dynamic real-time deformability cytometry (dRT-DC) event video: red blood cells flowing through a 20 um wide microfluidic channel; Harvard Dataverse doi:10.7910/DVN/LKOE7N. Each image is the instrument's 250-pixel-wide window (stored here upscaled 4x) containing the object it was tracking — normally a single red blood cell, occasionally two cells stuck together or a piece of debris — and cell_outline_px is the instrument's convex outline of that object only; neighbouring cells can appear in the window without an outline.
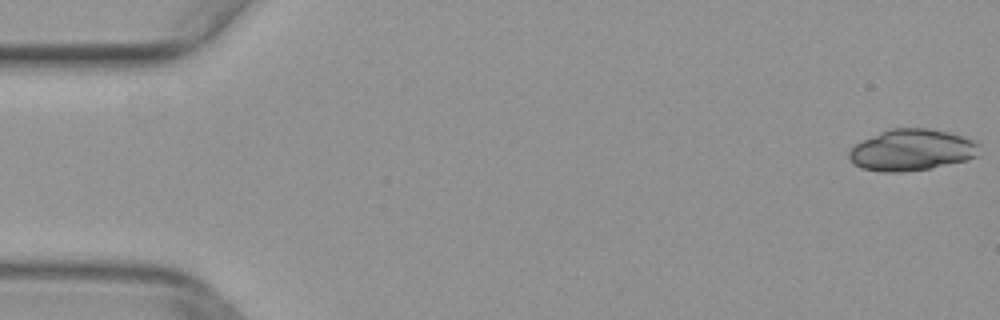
{"species": "common noctule bat (a hibernating species)", "species_latin": "Nyctalus noctula", "temperature_condition": "warm", "stored_images_in_passage": 50, "camera_frame_rate_fps": 3000, "um_per_image_px": 0.085, "animal": {"sex": "female", "body_mass_g": 29.2, "forearm_length_mm": 56.3}, "frame": {"image": 1, "passage_image": 1, "time_ms": 0.0, "image_size_px": [1000, 320], "cell_outline_px": [[980, 144], [976, 156], [968, 160], [932, 168], [904, 172], [880, 172], [860, 168], [852, 164], [848, 156], [848, 152], [856, 144], [880, 132], [892, 128], [928, 128], [948, 132], [964, 136], [976, 140]], "centroid_in_image_um": [77.51, 12.76], "position_along_channel_um": 7.5, "area_um2": 31.73}}